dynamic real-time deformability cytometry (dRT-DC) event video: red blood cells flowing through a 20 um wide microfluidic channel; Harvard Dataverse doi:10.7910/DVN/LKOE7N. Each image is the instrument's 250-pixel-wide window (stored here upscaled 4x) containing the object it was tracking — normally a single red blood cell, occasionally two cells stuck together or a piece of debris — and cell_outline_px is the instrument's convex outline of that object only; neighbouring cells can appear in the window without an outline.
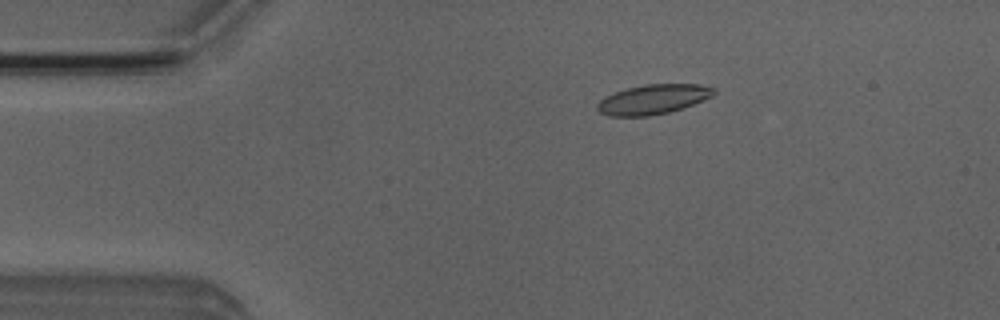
{"species": "Egyptian fruit bat (a non-hibernating species)", "species_latin": "Rousettus aegyptiacus", "temperature_condition": "room temperature", "stored_images_in_passage": 4, "camera_frame_rate_fps": 3000, "um_per_image_px": 0.085, "animal": {"sex": "male"}, "frame": {"image": 1, "passage_image": 2, "time_ms": 1.0, "image_size_px": [1000, 320], "cell_outline_px": [[716, 92], [712, 96], [684, 108], [668, 112], [648, 116], [608, 116], [600, 112], [596, 108], [596, 104], [604, 96], [628, 88], [644, 84], [700, 84], [716, 88]], "centroid_in_image_um": [55.51, 8.44], "position_along_channel_um": 29.5, "area_um2": 20.23}}